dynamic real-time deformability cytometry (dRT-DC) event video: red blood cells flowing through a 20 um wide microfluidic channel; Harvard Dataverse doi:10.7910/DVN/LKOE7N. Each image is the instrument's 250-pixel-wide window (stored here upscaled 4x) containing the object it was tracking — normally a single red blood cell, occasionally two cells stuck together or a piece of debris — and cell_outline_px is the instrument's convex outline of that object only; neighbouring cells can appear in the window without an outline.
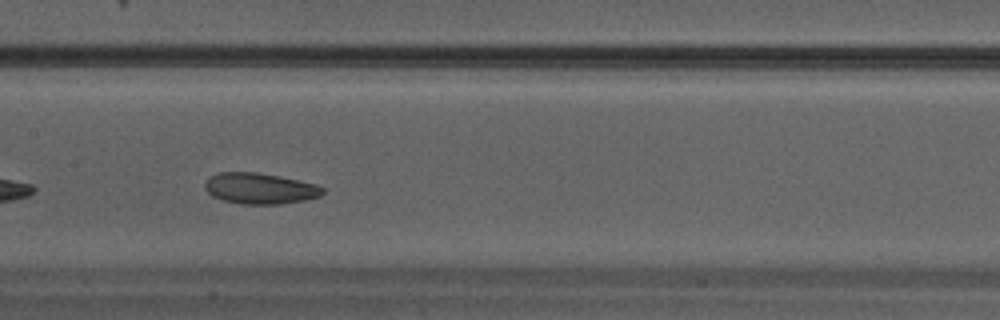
{"species": "Egyptian fruit bat (a non-hibernating species)", "species_latin": "Rousettus aegyptiacus", "temperature_condition": "warm", "stored_images_in_passage": 26, "camera_frame_rate_fps": 3000, "um_per_image_px": 0.085, "animal": {"sex": "male"}, "frame": {"image": 1, "passage_image": 12, "time_ms": 3.667, "image_size_px": [1000, 320], "cell_outline_px": [[324, 192], [320, 196], [308, 200], [280, 204], [240, 204], [220, 200], [212, 196], [204, 188], [204, 184], [208, 176], [220, 172], [256, 172], [280, 176], [316, 184], [324, 188]], "centroid_in_image_um": [22.07, 16.02], "position_along_channel_um": 185.3, "area_um2": 21.56}}